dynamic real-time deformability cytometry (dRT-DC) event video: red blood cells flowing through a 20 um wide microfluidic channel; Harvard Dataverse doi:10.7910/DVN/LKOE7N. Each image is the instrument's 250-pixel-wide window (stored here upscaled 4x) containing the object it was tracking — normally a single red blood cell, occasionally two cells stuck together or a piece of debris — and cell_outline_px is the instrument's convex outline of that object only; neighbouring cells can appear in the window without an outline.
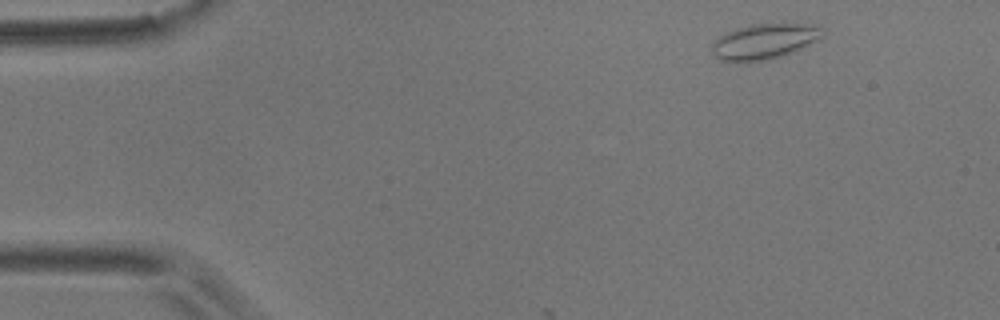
{"species": "common noctule bat (a hibernating species)", "species_latin": "Nyctalus noctula", "temperature_condition": "room temperature", "stored_images_in_passage": 4, "camera_frame_rate_fps": 3000, "um_per_image_px": 0.085, "animal": {"sex": "male", "body_mass_g": 17.9}, "frame": {"image": 1, "passage_image": 1, "time_ms": 0.0, "image_size_px": [1000, 320], "cell_outline_px": [[824, 36], [792, 52], [768, 60], [736, 64], [720, 60], [712, 52], [712, 44], [724, 32], [736, 28], [752, 24], [812, 24]], "centroid_in_image_um": [64.85, 3.56], "position_along_channel_um": 20.1, "area_um2": 22.72}}
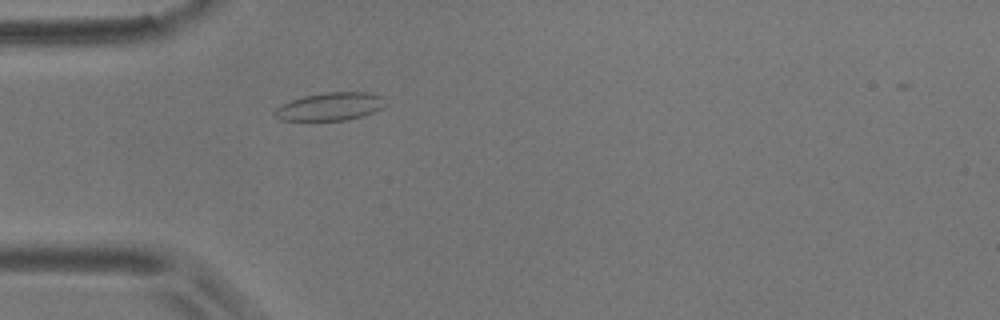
{"frame": {"image": 2, "passage_image": 4, "time_ms": 1.0, "image_size_px": [1000, 320], "cell_outline_px": [[384, 108], [364, 116], [348, 120], [280, 120], [272, 112], [276, 108], [292, 100], [304, 96], [324, 92], [368, 92], [384, 96]], "centroid_in_image_um": [28.11, 9.05], "position_along_channel_um": 56.9, "area_um2": 18.09}}